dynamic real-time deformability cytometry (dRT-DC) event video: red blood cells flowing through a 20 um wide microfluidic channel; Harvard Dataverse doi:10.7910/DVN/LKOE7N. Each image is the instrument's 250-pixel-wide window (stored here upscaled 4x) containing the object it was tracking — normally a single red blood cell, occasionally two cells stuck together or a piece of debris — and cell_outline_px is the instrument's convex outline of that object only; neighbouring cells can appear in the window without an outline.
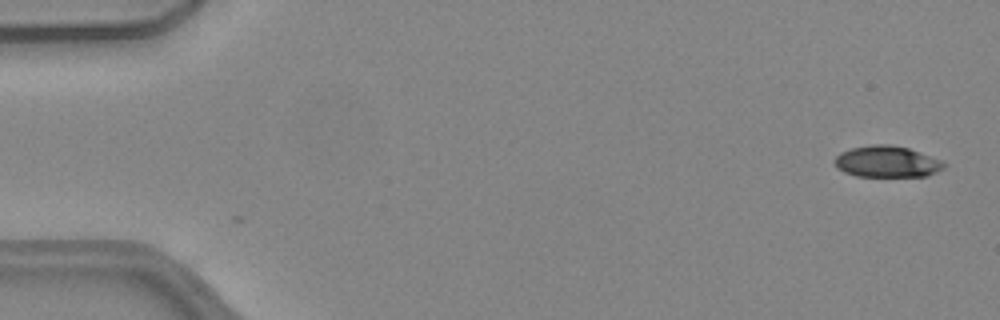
{"species": "common noctule bat (a hibernating species)", "species_latin": "Nyctalus noctula", "temperature_condition": "warm", "stored_images_in_passage": 2, "camera_frame_rate_fps": 3000, "um_per_image_px": 0.085, "animal": {"sex": "female", "body_mass_g": 24.6, "forearm_length_mm": 56.2}, "frame": {"image": 1, "passage_image": 2, "time_ms": 0.333, "image_size_px": [1000, 320], "cell_outline_px": [[944, 168], [928, 176], [856, 176], [844, 172], [836, 168], [832, 160], [840, 152], [852, 148], [872, 144], [888, 144], [908, 148], [940, 160], [944, 164]], "centroid_in_image_um": [75.32, 13.74], "position_along_channel_um": 9.7, "area_um2": 19.94}}